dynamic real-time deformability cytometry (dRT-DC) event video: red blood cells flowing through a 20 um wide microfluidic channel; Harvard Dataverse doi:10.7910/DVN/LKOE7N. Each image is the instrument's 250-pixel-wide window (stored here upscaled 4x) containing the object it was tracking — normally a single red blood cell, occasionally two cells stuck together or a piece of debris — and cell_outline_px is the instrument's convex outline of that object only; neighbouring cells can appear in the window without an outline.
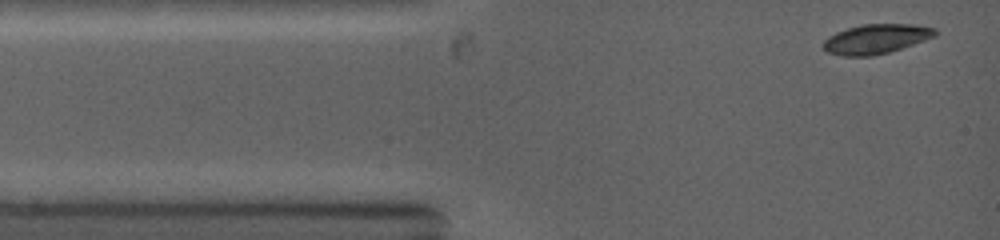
{"species": "common noctule bat (a hibernating species)", "species_latin": "Nyctalus noctula", "temperature_condition": "warm", "stored_images_in_passage": 7, "camera_frame_rate_fps": 5000, "um_per_image_px": 0.085, "animal": {"sex": "female", "body_mass_g": 19.0, "forearm_length_mm": 53.3}, "frame": {"image": 1, "passage_image": 1, "time_ms": 0.0, "image_size_px": [1000, 240], "cell_outline_px": [[936, 36], [888, 52], [872, 56], [844, 56], [828, 52], [820, 44], [828, 36], [836, 32], [860, 24], [916, 24], [936, 28]], "centroid_in_image_um": [74.44, 3.3], "position_along_channel_um": 10.6, "area_um2": 19.25}}
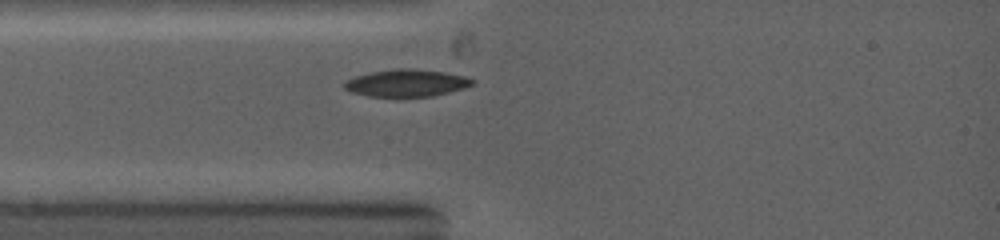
{"frame": {"image": 2, "passage_image": 4, "time_ms": 2.0, "image_size_px": [1000, 240], "cell_outline_px": [[476, 84], [464, 88], [432, 96], [396, 100], [368, 96], [352, 92], [344, 88], [344, 84], [348, 80], [356, 76], [372, 72], [396, 68], [412, 68], [448, 72], [464, 76], [476, 80]], "centroid_in_image_um": [34.59, 7.09], "position_along_channel_um": 50.4, "area_um2": 21.15}}